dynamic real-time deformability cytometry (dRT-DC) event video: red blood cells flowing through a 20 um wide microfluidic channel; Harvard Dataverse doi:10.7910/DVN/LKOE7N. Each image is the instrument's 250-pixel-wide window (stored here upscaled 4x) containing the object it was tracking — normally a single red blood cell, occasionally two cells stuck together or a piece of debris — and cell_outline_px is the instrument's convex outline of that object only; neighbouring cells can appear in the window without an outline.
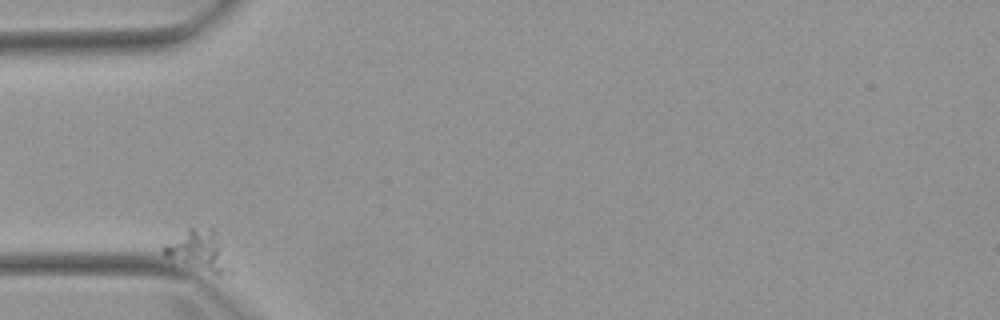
{"species": "Egyptian fruit bat (a non-hibernating species)", "species_latin": "Rousettus aegyptiacus", "temperature_condition": "warm", "stored_images_in_passage": 3, "camera_frame_rate_fps": 3000, "um_per_image_px": 0.085, "animal": {"sex": "female"}, "frame": {"image": 1, "passage_image": 1, "time_ms": 0.0, "image_size_px": [1000, 320], "cell_outline_px": [[232, 272], [220, 276], [216, 276], [164, 256], [160, 252], [160, 248], [164, 244], [188, 228], [212, 228], [232, 268]], "centroid_in_image_um": [16.86, 21.35], "position_along_channel_um": 68.1, "area_um2": 15.61}}
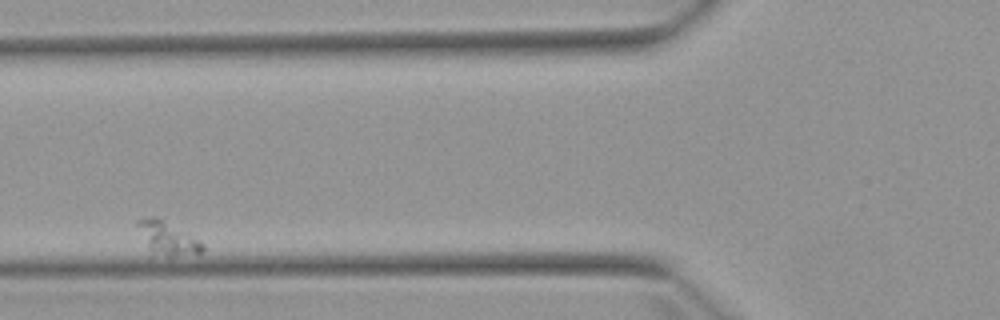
{"frame": {"image": 2, "passage_image": 2, "time_ms": 2.0, "image_size_px": [1000, 320], "cell_outline_px": [[204, 252], [168, 260], [152, 256], [136, 224], [136, 220], [152, 216], [156, 216], [188, 232], [204, 248]], "centroid_in_image_um": [14.21, 20.32], "position_along_channel_um": 111.6, "area_um2": 13.18}}